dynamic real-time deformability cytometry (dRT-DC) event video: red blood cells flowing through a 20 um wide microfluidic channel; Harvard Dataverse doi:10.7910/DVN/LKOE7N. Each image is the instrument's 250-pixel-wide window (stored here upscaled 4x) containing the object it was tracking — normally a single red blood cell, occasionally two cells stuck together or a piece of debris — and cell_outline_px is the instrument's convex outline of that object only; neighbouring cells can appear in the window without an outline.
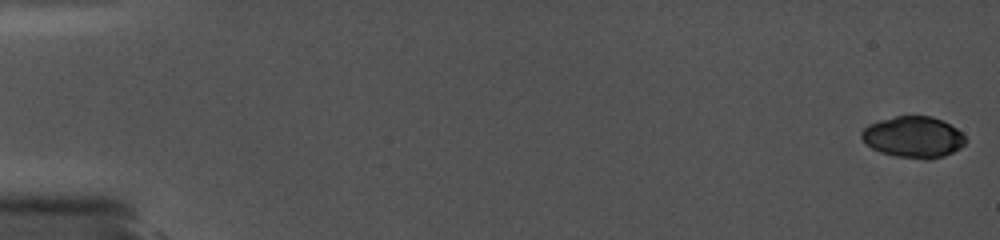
{"species": "common noctule bat (a hibernating species)", "species_latin": "Nyctalus noctula", "temperature_condition": "cold", "stored_images_in_passage": 15, "camera_frame_rate_fps": 5000, "um_per_image_px": 0.085, "animal": {"sex": "female", "body_mass_g": 19.0, "forearm_length_mm": 56.7}, "frame": {"image": 1, "passage_image": 1, "time_ms": 0.0, "image_size_px": [1000, 240], "cell_outline_px": [[968, 140], [960, 148], [944, 156], [928, 160], [924, 160], [896, 156], [880, 152], [872, 148], [860, 136], [860, 132], [868, 124], [880, 120], [896, 116], [932, 116], [956, 128]], "centroid_in_image_um": [77.63, 11.66], "position_along_channel_um": 7.4, "area_um2": 24.97}}
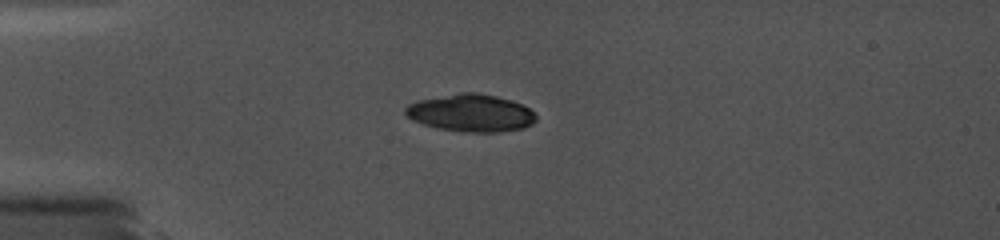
{"frame": {"image": 2, "passage_image": 13, "time_ms": 4.8, "image_size_px": [1000, 240], "cell_outline_px": [[536, 120], [532, 124], [524, 128], [496, 132], [468, 132], [440, 128], [424, 124], [412, 120], [404, 112], [404, 108], [408, 104], [420, 100], [460, 92], [476, 92], [496, 96], [512, 100], [524, 104], [536, 116]], "centroid_in_image_um": [40.05, 9.59], "position_along_channel_um": 45.0, "area_um2": 28.38}}